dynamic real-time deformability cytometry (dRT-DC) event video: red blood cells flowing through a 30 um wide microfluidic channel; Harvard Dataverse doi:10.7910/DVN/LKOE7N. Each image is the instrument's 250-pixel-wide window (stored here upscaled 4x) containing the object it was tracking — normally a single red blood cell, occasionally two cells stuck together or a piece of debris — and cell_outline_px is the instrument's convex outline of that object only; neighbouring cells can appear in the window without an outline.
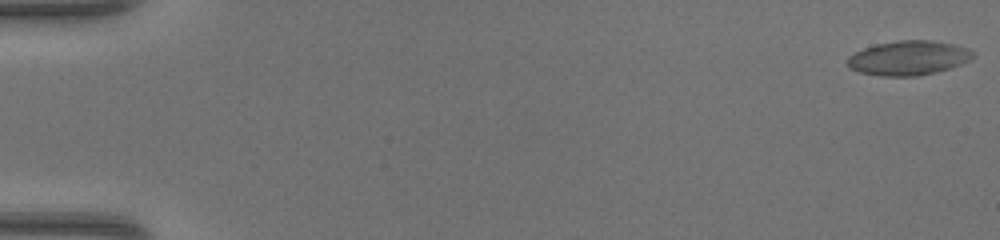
{"species": "common noctule bat (a hibernating species)", "species_latin": "Nyctalus noctula", "temperature_condition": "warm", "stored_images_in_passage": 49, "camera_frame_rate_fps": 3000, "um_per_image_px": 0.085, "animal": {"sex": "female", "body_mass_g": 17.0, "forearm_length_mm": 48.0}, "frame": {"image": 1, "passage_image": 1, "time_ms": 0.0, "image_size_px": [1000, 240], "cell_outline_px": [[976, 56], [960, 64], [936, 72], [916, 76], [880, 76], [860, 72], [848, 68], [848, 56], [864, 48], [876, 44], [896, 40], [932, 40], [956, 44], [968, 48], [976, 52]], "centroid_in_image_um": [77.24, 4.91], "position_along_channel_um": 7.8, "area_um2": 25.32}}
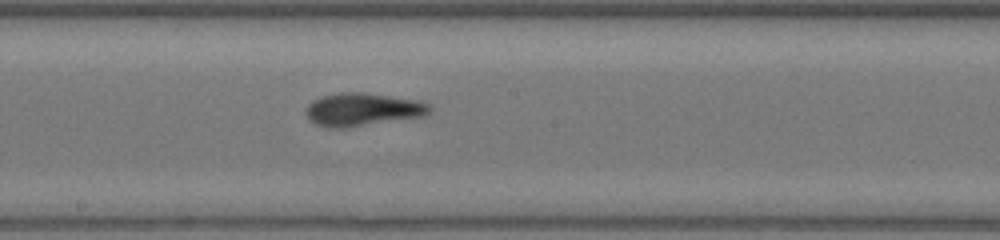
{"frame": {"image": 2, "passage_image": 28, "time_ms": 9.0, "image_size_px": [1000, 240], "cell_outline_px": [[432, 108], [424, 116], [344, 128], [328, 128], [316, 124], [308, 120], [304, 112], [308, 104], [312, 100], [324, 96], [340, 92], [360, 92], [420, 100], [428, 104]], "centroid_in_image_um": [30.78, 9.31], "position_along_channel_um": 217.4, "area_um2": 23.81}}
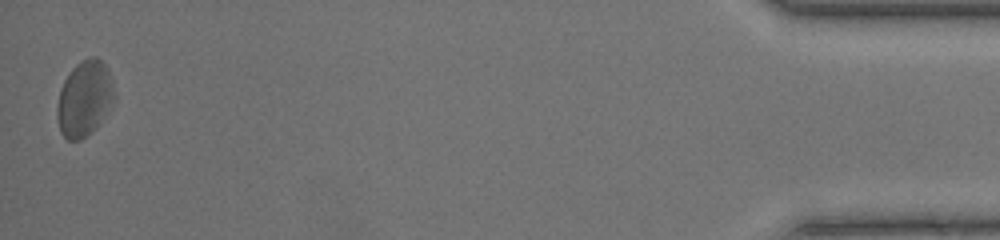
{"frame": {"image": 3, "passage_image": 49, "time_ms": 16.0, "image_size_px": [1000, 240], "cell_outline_px": [[116, 100], [96, 128], [92, 132], [80, 140], [68, 140], [60, 132], [56, 116], [56, 108], [60, 88], [64, 80], [72, 68], [76, 64], [92, 56], [96, 56], [104, 64], [108, 72], [112, 84]], "centroid_in_image_um": [7.16, 8.41], "position_along_channel_um": 428.0, "area_um2": 25.26}, "authors_computed_cell_mechanics": {"area_um2": 23.2934, "velocity_mm_per_s": 4.2761, "shape_relaxation_time_tau1_ms": 7.2569, "shape_relaxation_time_tau2_ms": 3.0333, "deformation_change_tau1": 0.1929, "deformation_change_tau2": 0.1189}}